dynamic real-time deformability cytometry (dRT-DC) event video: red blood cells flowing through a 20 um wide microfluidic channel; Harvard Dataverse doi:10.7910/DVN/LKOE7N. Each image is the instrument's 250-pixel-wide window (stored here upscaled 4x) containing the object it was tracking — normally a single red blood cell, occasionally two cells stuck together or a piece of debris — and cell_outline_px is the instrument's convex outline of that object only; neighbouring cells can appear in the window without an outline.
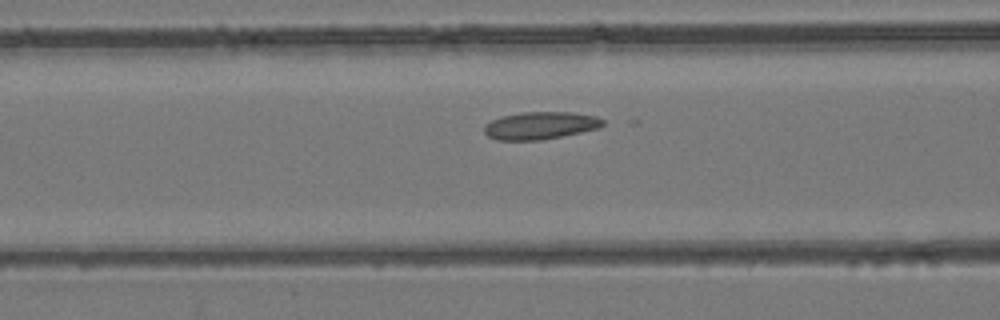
{"species": "common noctule bat (a hibernating species)", "species_latin": "Nyctalus noctula", "temperature_condition": "room temperature", "stored_images_in_passage": 45, "camera_frame_rate_fps": 3000, "um_per_image_px": 0.085, "animal": {"sex": "female", "body_mass_g": 24.6, "forearm_length_mm": 56.2}, "frame": {"image": 1, "passage_image": 16, "time_ms": 5.0, "image_size_px": [1000, 320], "cell_outline_px": [[604, 124], [600, 128], [540, 140], [496, 140], [488, 136], [484, 132], [484, 124], [500, 116], [520, 112], [572, 112], [596, 116], [604, 120]], "centroid_in_image_um": [45.9, 10.66], "position_along_channel_um": 120.7, "area_um2": 19.07}}
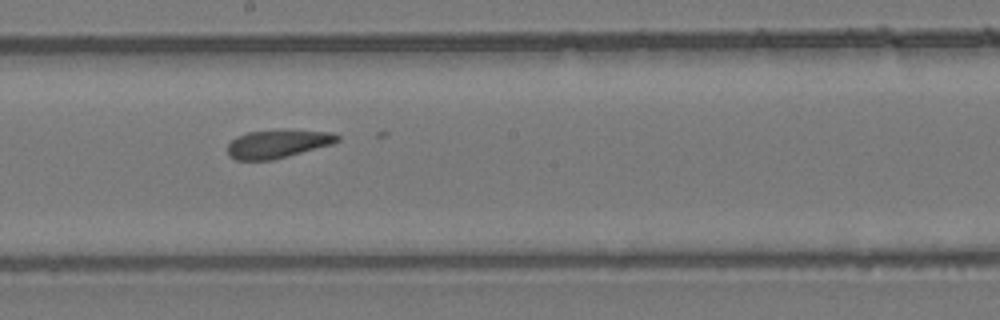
{"frame": {"image": 2, "passage_image": 24, "time_ms": 7.667, "image_size_px": [1000, 320], "cell_outline_px": [[340, 140], [332, 144], [288, 156], [272, 160], [236, 160], [228, 156], [228, 144], [236, 136], [248, 132], [332, 132], [340, 136]], "centroid_in_image_um": [23.56, 12.27], "position_along_channel_um": 224.6, "area_um2": 17.34}}
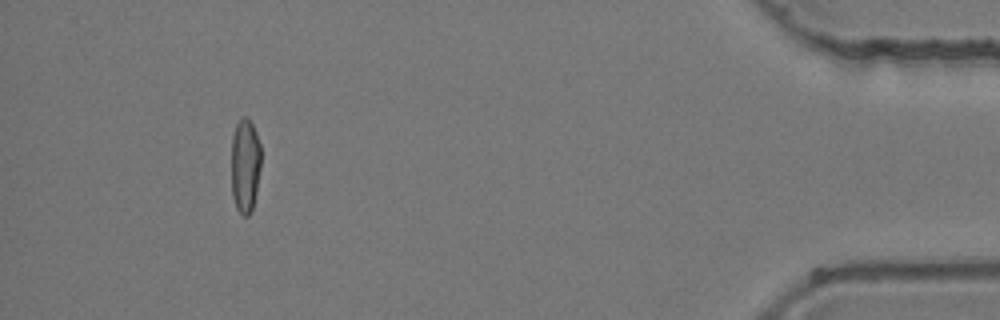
{"frame": {"image": 3, "passage_image": 44, "time_ms": 14.333, "image_size_px": [1000, 320], "cell_outline_px": [[260, 168], [256, 192], [252, 212], [248, 216], [244, 216], [236, 208], [232, 196], [232, 136], [236, 124], [240, 116], [244, 116], [252, 124], [256, 132], [260, 144]], "centroid_in_image_um": [20.83, 14.07], "position_along_channel_um": 414.4, "area_um2": 16.36}}